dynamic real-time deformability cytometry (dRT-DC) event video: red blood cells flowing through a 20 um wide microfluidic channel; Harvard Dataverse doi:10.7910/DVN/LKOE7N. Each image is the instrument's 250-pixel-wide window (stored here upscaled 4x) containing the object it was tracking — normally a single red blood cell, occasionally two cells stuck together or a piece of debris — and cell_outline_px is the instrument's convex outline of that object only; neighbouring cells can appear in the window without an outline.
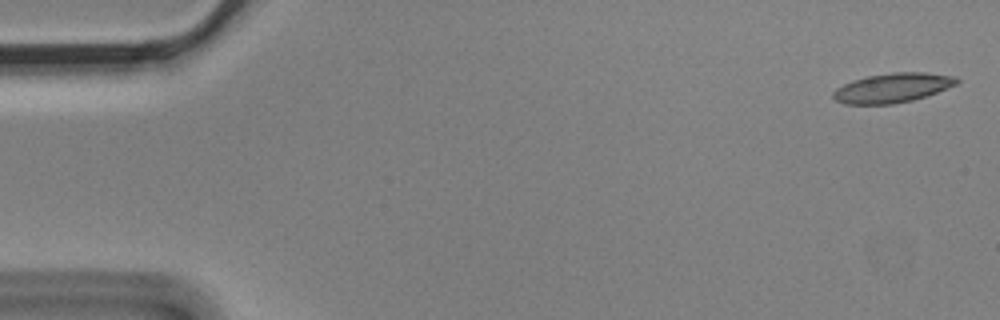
{"species": "Egyptian fruit bat (a non-hibernating species)", "species_latin": "Rousettus aegyptiacus", "temperature_condition": "cold", "stored_images_in_passage": 6, "camera_frame_rate_fps": 3000, "um_per_image_px": 0.085, "animal": {"sex": "male"}, "frame": {"image": 1, "passage_image": 1, "time_ms": 0.0, "image_size_px": [1000, 320], "cell_outline_px": [[960, 80], [956, 84], [936, 92], [912, 100], [892, 104], [844, 104], [836, 100], [832, 96], [832, 92], [836, 88], [852, 80], [868, 76], [892, 72], [924, 72], [956, 76]], "centroid_in_image_um": [75.84, 7.46], "position_along_channel_um": 9.2, "area_um2": 21.1}}
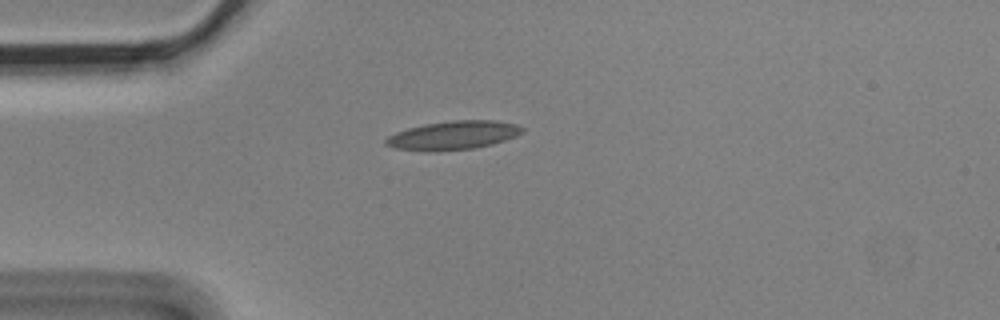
{"frame": {"image": 2, "passage_image": 4, "time_ms": 1.0, "image_size_px": [1000, 320], "cell_outline_px": [[524, 132], [516, 136], [492, 144], [472, 148], [428, 152], [396, 148], [384, 144], [384, 140], [388, 136], [396, 132], [408, 128], [424, 124], [452, 120], [496, 120], [516, 124], [524, 128]], "centroid_in_image_um": [38.52, 11.49], "position_along_channel_um": 46.5, "area_um2": 22.83}}
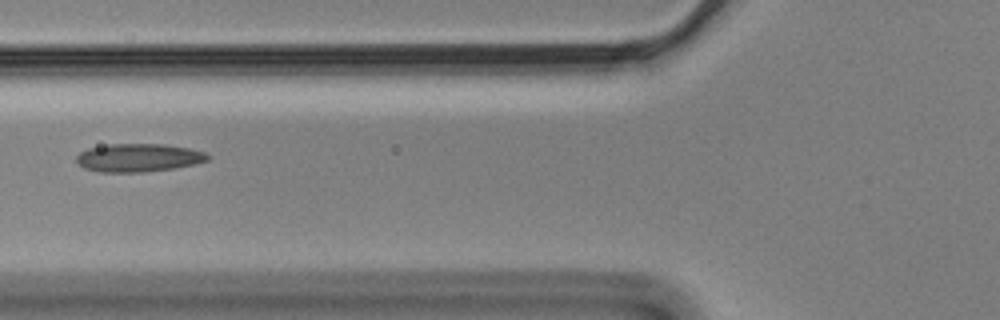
{"frame": {"image": 3, "passage_image": 6, "time_ms": 1.667, "image_size_px": [1000, 320], "cell_outline_px": [[208, 160], [196, 164], [176, 168], [144, 172], [96, 172], [84, 168], [76, 164], [76, 156], [80, 152], [88, 148], [108, 144], [164, 144], [188, 148], [204, 152], [208, 156]], "centroid_in_image_um": [11.72, 13.41], "position_along_channel_um": 114.1, "area_um2": 21.73}}